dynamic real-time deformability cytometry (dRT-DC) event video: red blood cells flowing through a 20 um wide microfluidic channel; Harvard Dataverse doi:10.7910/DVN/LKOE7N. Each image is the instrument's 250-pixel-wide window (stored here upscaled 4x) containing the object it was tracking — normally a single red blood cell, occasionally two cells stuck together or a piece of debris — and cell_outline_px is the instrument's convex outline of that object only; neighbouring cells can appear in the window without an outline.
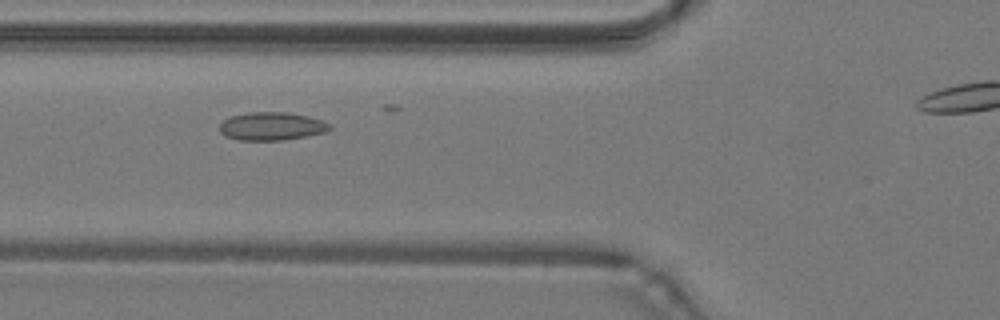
{"species": "common noctule bat (a hibernating species)", "species_latin": "Nyctalus noctula", "temperature_condition": "warm", "stored_images_in_passage": 37, "camera_frame_rate_fps": 3000, "um_per_image_px": 0.085, "animal": {"sex": "male", "body_mass_g": 19.2, "forearm_length_mm": 51.8}, "frame": {"image": 1, "passage_image": 17, "time_ms": 5.333, "image_size_px": [1000, 320], "cell_outline_px": [[332, 128], [324, 132], [284, 140], [236, 140], [220, 132], [220, 124], [224, 120], [232, 116], [248, 112], [284, 112], [308, 116], [332, 124]], "centroid_in_image_um": [23.09, 10.73], "position_along_channel_um": 102.7, "area_um2": 17.86}}
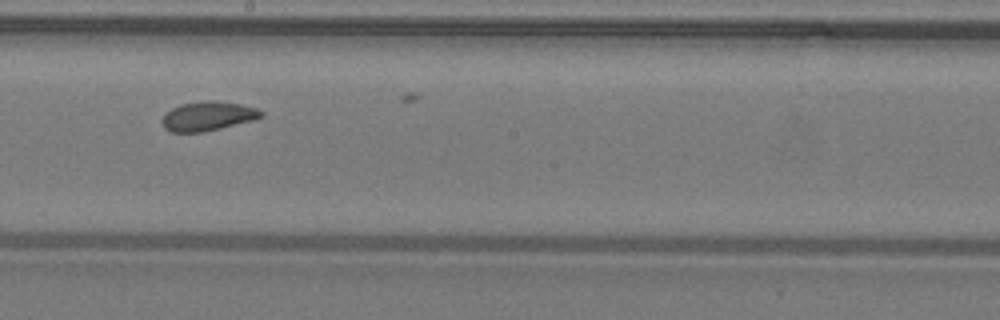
{"frame": {"image": 2, "passage_image": 26, "time_ms": 8.333, "image_size_px": [1000, 320], "cell_outline_px": [[264, 116], [256, 120], [204, 132], [172, 132], [164, 128], [160, 120], [172, 108], [180, 104], [212, 100], [240, 104], [256, 108], [264, 112]], "centroid_in_image_um": [17.7, 9.88], "position_along_channel_um": 230.5, "area_um2": 16.94}}
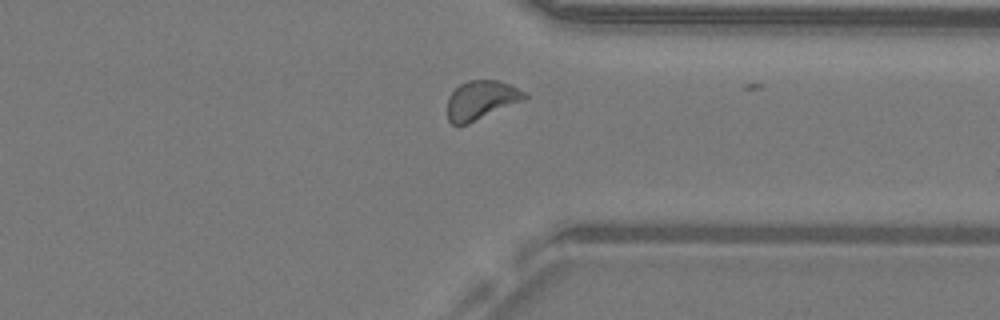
{"frame": {"image": 3, "passage_image": 36, "time_ms": 11.667, "image_size_px": [1000, 320], "cell_outline_px": [[528, 96], [524, 100], [468, 124], [452, 124], [448, 120], [448, 96], [460, 84], [468, 80], [496, 80], [508, 84], [524, 92]], "centroid_in_image_um": [40.88, 8.51], "position_along_channel_um": 370.5, "area_um2": 17.28}}